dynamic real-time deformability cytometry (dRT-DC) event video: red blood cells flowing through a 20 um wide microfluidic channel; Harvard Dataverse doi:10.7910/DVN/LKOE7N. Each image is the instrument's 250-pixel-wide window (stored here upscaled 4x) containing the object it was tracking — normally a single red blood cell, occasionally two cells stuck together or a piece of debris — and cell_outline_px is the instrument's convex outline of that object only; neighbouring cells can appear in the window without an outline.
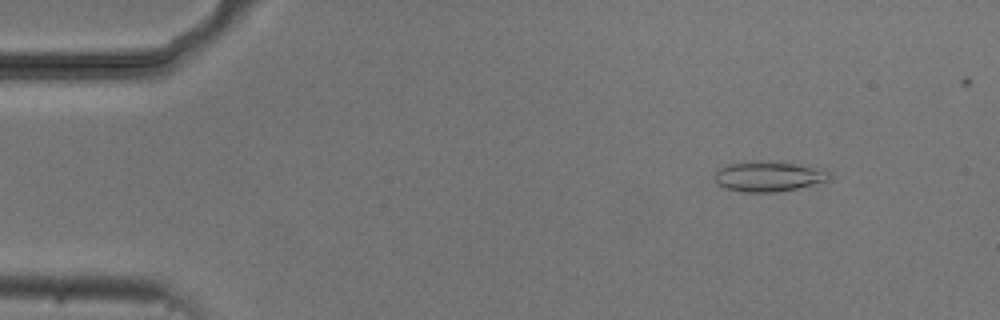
{"species": "common noctule bat (a hibernating species)", "species_latin": "Nyctalus noctula", "temperature_condition": "cold", "stored_images_in_passage": 7, "camera_frame_rate_fps": 3000, "um_per_image_px": 0.085, "animal": {"sex": "male", "body_mass_g": 20.5, "forearm_length_mm": 52.5}, "frame": {"image": 1, "passage_image": 2, "time_ms": 1.0, "image_size_px": [1000, 320], "cell_outline_px": [[832, 176], [828, 180], [796, 188], [776, 192], [744, 192], [724, 188], [716, 184], [716, 172], [720, 168], [728, 164], [756, 160], [772, 160], [828, 168]], "centroid_in_image_um": [65.38, 14.96], "position_along_channel_um": 19.6, "area_um2": 20.63}}
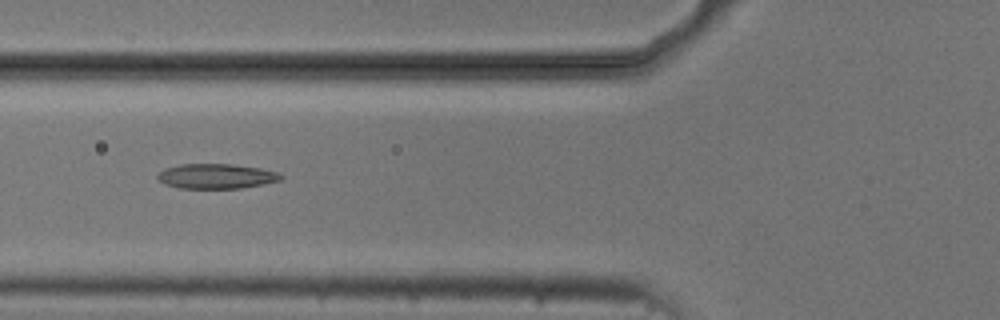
{"frame": {"image": 2, "passage_image": 6, "time_ms": 5.667, "image_size_px": [1000, 320], "cell_outline_px": [[284, 176], [280, 180], [264, 184], [240, 188], [180, 188], [164, 184], [156, 176], [164, 168], [180, 164], [232, 164], [260, 168], [280, 172]], "centroid_in_image_um": [18.4, 14.97], "position_along_channel_um": 107.4, "area_um2": 17.92}}
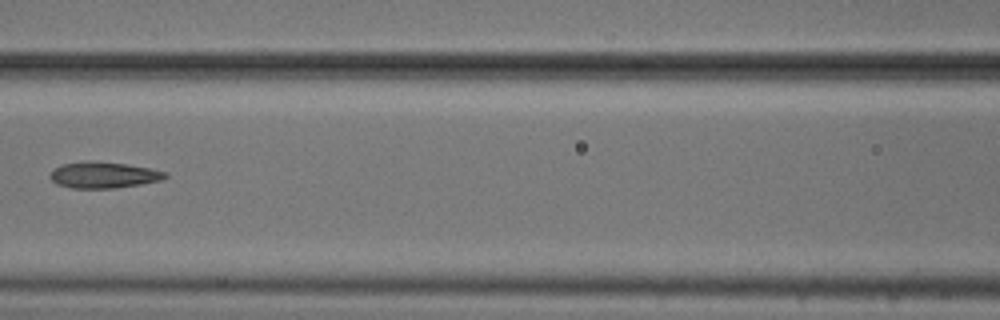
{"frame": {"image": 3, "passage_image": 7, "time_ms": 7.0, "image_size_px": [1000, 320], "cell_outline_px": [[168, 176], [160, 180], [140, 184], [112, 188], [72, 188], [56, 184], [48, 176], [56, 168], [64, 164], [88, 160], [128, 164], [168, 172]], "centroid_in_image_um": [8.8, 14.87], "position_along_channel_um": 157.8, "area_um2": 17.46}}